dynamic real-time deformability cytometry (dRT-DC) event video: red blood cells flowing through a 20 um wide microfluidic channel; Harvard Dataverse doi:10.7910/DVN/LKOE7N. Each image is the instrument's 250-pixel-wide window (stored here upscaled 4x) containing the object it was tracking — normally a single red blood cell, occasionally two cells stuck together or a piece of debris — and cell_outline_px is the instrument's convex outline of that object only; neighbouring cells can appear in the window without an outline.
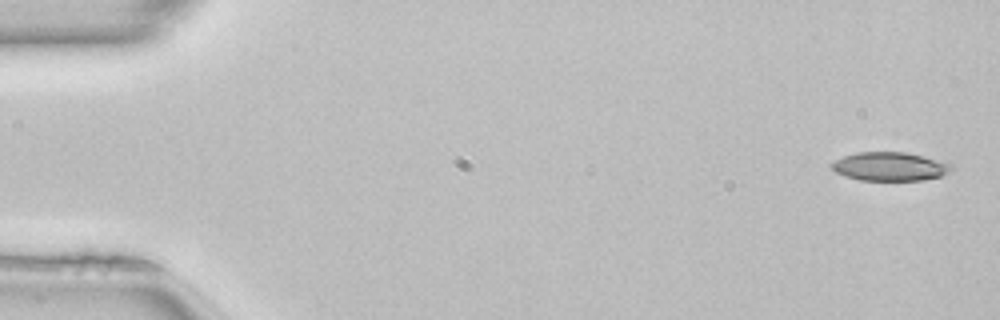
{"species": "common noctule bat (a hibernating species)", "species_latin": "Nyctalus noctula", "temperature_condition": "room temperature", "stored_images_in_passage": 49, "camera_frame_rate_fps": 3000, "um_per_image_px": 0.085, "animal": {"sex": "female", "body_mass_g": 22.7, "forearm_length_mm": 54.2}, "frame": {"image": 1, "passage_image": 1, "time_ms": 0.0, "image_size_px": [1000, 320], "cell_outline_px": [[952, 168], [948, 172], [940, 176], [924, 180], [860, 180], [844, 176], [836, 172], [832, 168], [832, 164], [836, 160], [844, 156], [856, 152], [908, 152], [948, 160], [952, 164]], "centroid_in_image_um": [75.72, 14.13], "position_along_channel_um": 9.3, "area_um2": 20.29}}
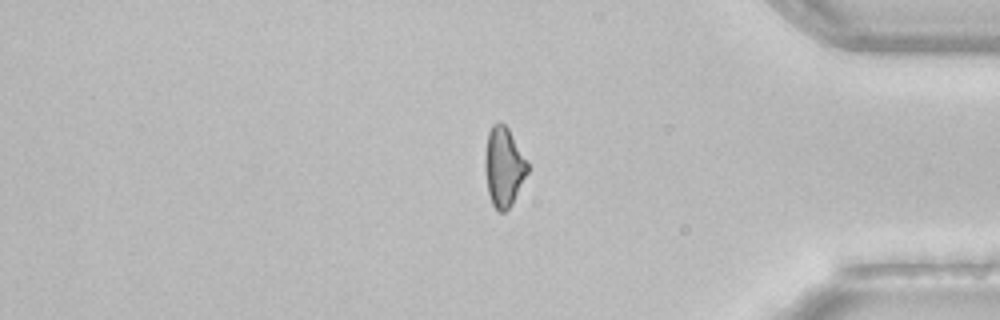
{"frame": {"image": 2, "passage_image": 41, "time_ms": 13.333, "image_size_px": [1000, 320], "cell_outline_px": [[528, 172], [512, 204], [504, 212], [500, 212], [492, 204], [488, 192], [484, 168], [484, 156], [488, 132], [492, 124], [500, 120], [508, 128], [528, 164]], "centroid_in_image_um": [42.79, 14.16], "position_along_channel_um": 392.4, "area_um2": 19.65}}
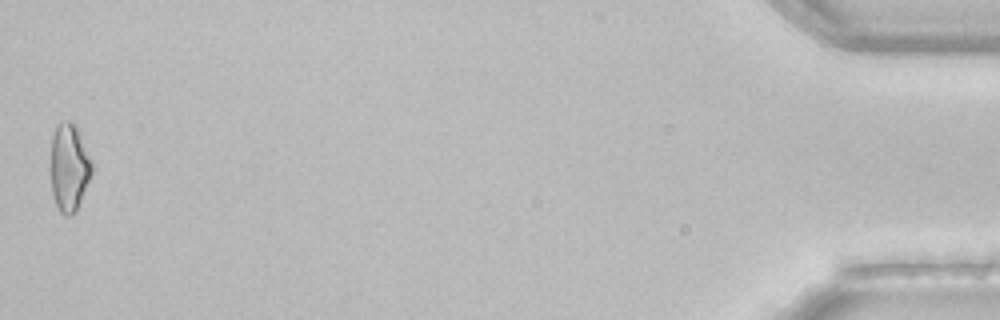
{"frame": {"image": 3, "passage_image": 49, "time_ms": 16.0, "image_size_px": [1000, 320], "cell_outline_px": [[92, 172], [76, 212], [68, 216], [64, 216], [60, 212], [56, 204], [52, 192], [48, 168], [52, 136], [56, 124], [64, 120], [72, 120], [76, 124], [92, 160]], "centroid_in_image_um": [5.84, 14.18], "position_along_channel_um": 429.4, "area_um2": 21.85}}